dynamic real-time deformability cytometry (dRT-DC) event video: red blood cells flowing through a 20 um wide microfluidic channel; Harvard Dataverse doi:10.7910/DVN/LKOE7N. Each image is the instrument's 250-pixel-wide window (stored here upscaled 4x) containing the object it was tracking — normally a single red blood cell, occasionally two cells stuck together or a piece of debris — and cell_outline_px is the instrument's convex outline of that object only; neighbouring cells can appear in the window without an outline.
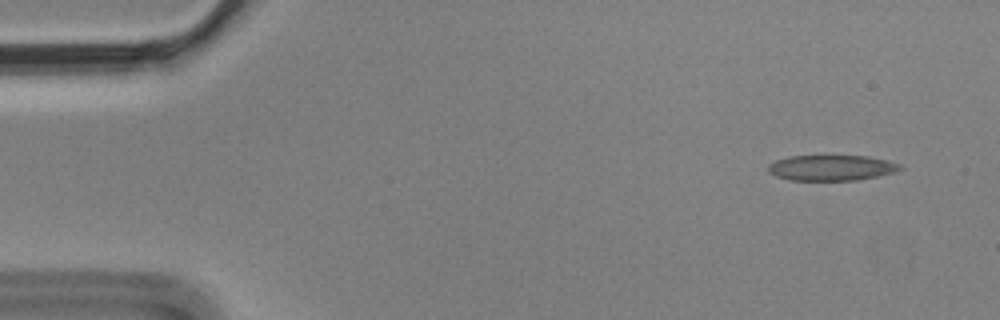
{"species": "Egyptian fruit bat (a non-hibernating species)", "species_latin": "Rousettus aegyptiacus", "temperature_condition": "cold", "stored_images_in_passage": 6, "segment_of_instrument_passage": [2, 2], "camera_frame_rate_fps": 3000, "um_per_image_px": 0.085, "animal": {"sex": "male"}, "frame": {"image": 1, "passage_image": 6, "time_ms": 1.667, "image_size_px": [1000, 320], "cell_outline_px": [[904, 168], [896, 172], [856, 180], [788, 180], [776, 176], [768, 172], [768, 164], [776, 160], [788, 156], [868, 156], [888, 160], [900, 164]], "centroid_in_image_um": [70.67, 14.26], "position_along_channel_um": 14.3, "area_um2": 19.71}}